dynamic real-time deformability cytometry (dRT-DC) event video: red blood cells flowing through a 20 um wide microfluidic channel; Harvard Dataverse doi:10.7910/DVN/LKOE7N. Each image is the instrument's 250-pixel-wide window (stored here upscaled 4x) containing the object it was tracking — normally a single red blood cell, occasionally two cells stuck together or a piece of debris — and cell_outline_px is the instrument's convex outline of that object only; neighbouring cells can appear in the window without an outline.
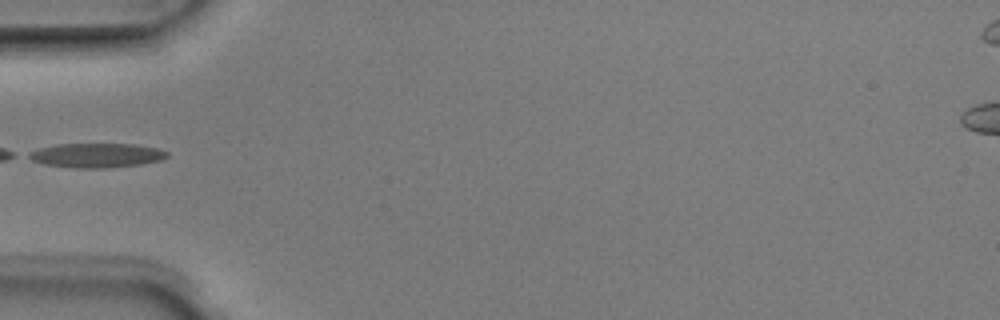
{"species": "Egyptian fruit bat (a non-hibernating species)", "species_latin": "Rousettus aegyptiacus", "temperature_condition": "room temperature", "stored_images_in_passage": 3, "camera_frame_rate_fps": 3000, "um_per_image_px": 0.085, "animal": {"sex": "male"}, "frame": {"image": 1, "passage_image": 3, "time_ms": 0.667, "image_size_px": [1000, 320], "cell_outline_px": [[168, 156], [160, 160], [140, 164], [108, 168], [76, 168], [44, 164], [32, 160], [24, 156], [28, 152], [40, 148], [56, 144], [136, 144], [156, 148], [168, 152]], "centroid_in_image_um": [8.16, 13.2], "position_along_channel_um": 76.8, "area_um2": 19.65}}